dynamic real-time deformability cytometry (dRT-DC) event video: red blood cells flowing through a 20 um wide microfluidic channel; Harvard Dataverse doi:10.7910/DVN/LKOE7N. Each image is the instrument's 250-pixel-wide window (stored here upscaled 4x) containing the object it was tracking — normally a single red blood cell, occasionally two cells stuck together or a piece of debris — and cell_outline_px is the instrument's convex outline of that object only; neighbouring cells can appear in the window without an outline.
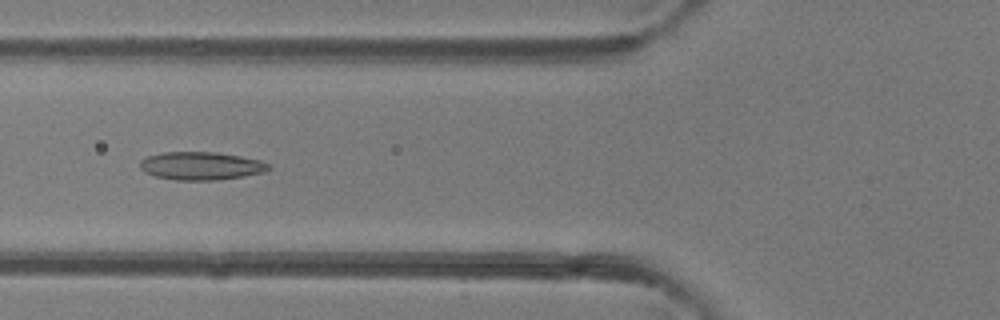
{"species": "common noctule bat (a hibernating species)", "species_latin": "Nyctalus noctula", "temperature_condition": "room temperature", "stored_images_in_passage": 46, "camera_frame_rate_fps": 3000, "um_per_image_px": 0.085, "animal": {"sex": "female"}, "frame": {"image": 1, "passage_image": 17, "time_ms": 5.333, "image_size_px": [1000, 320], "cell_outline_px": [[272, 168], [264, 172], [244, 176], [216, 180], [176, 180], [156, 176], [144, 172], [140, 168], [140, 160], [148, 156], [164, 152], [216, 152], [240, 156], [260, 160], [268, 164]], "centroid_in_image_um": [17.09, 14.1], "position_along_channel_um": 108.7, "area_um2": 20.98}}
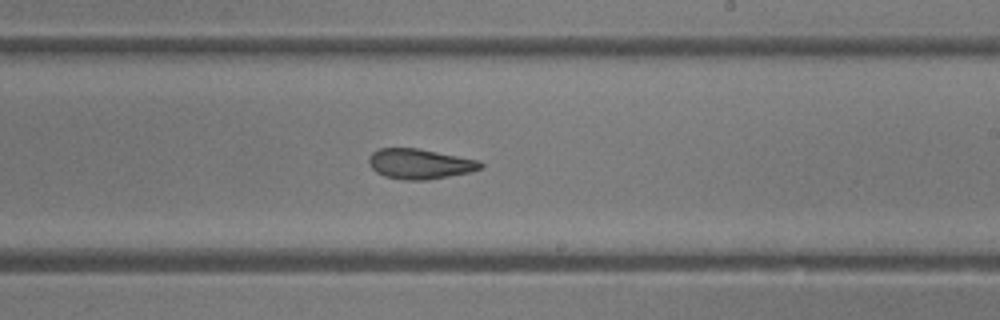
{"frame": {"image": 2, "passage_image": 27, "time_ms": 8.667, "image_size_px": [1000, 320], "cell_outline_px": [[484, 168], [472, 172], [428, 180], [404, 180], [384, 176], [376, 172], [368, 164], [368, 156], [372, 152], [380, 148], [416, 148], [480, 160], [484, 164]], "centroid_in_image_um": [35.7, 13.94], "position_along_channel_um": 253.3, "area_um2": 19.88}}
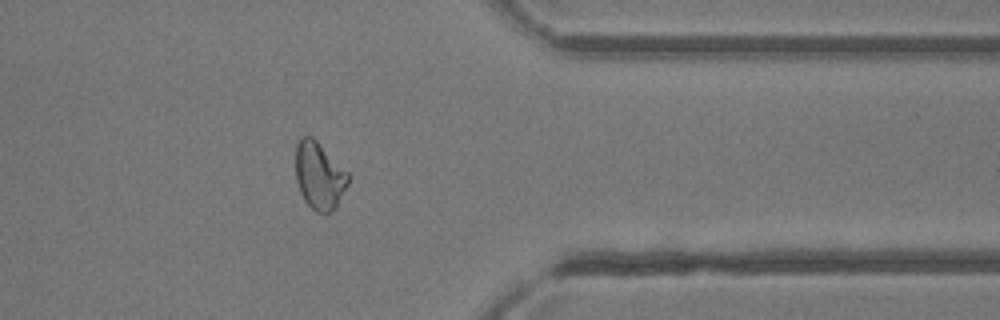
{"frame": {"image": 3, "passage_image": 37, "time_ms": 12.0, "image_size_px": [1000, 320], "cell_outline_px": [[348, 184], [336, 208], [332, 212], [316, 212], [304, 200], [300, 192], [296, 180], [296, 144], [304, 136], [312, 136], [348, 172]], "centroid_in_image_um": [27.14, 14.95], "position_along_channel_um": 384.3, "area_um2": 20.46}, "authors_computed_cell_mechanics": {"area_um2": 21.4149, "velocity_mm_per_s": 4.3335, "shape_relaxation_time_tau1_ms": null, "shape_relaxation_time_tau2_ms": 2.4439, "deformation_change_tau1": null, "deformation_change_tau2": 0.0924}}